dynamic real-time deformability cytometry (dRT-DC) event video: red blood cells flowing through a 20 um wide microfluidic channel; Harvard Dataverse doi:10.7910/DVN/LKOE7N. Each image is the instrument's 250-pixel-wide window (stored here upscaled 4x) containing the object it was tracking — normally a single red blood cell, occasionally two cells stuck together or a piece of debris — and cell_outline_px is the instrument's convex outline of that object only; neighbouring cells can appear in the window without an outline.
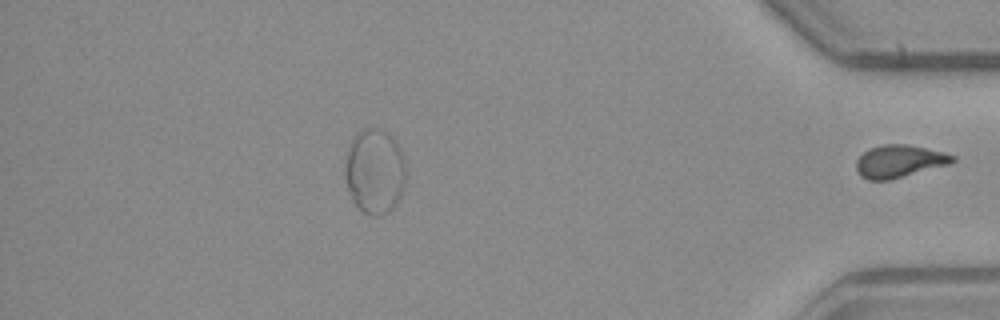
{"species": "common noctule bat (a hibernating species)", "species_latin": "Nyctalus noctula", "temperature_condition": "warm", "stored_images_in_passage": 34, "segment_of_instrument_passage": [2, 2], "camera_frame_rate_fps": 3000, "um_per_image_px": 0.085, "animal": {"sex": "male", "body_mass_g": 23.1, "forearm_length_mm": 52.7}, "frame": {"image": 1, "passage_image": 34, "time_ms": 11.0, "image_size_px": [1000, 320], "cell_outline_px": [[956, 160], [948, 164], [888, 180], [868, 180], [860, 176], [856, 168], [856, 160], [868, 148], [884, 144], [908, 144], [944, 152], [956, 156]], "centroid_in_image_um": [76.42, 13.69], "position_along_channel_um": 358.8, "area_um2": 18.15}}